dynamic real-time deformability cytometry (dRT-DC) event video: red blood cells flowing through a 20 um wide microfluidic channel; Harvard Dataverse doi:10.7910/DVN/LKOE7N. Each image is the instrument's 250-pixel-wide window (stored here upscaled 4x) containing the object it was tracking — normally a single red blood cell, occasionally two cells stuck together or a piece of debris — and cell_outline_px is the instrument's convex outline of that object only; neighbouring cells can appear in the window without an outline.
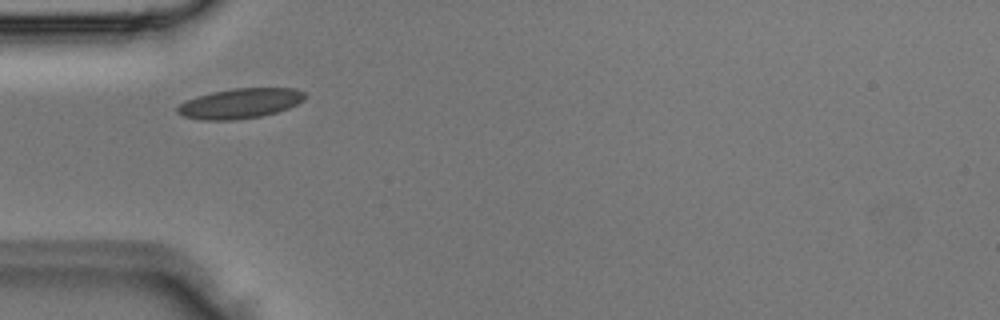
{"species": "Egyptian fruit bat (a non-hibernating species)", "species_latin": "Rousettus aegyptiacus", "temperature_condition": "room temperature", "stored_images_in_passage": 3, "camera_frame_rate_fps": 3000, "um_per_image_px": 0.085, "animal": {"sex": "male"}, "frame": {"image": 1, "passage_image": 3, "time_ms": 0.667, "image_size_px": [1000, 320], "cell_outline_px": [[304, 100], [288, 108], [276, 112], [260, 116], [236, 120], [200, 120], [184, 116], [176, 112], [176, 108], [184, 100], [196, 96], [212, 92], [232, 88], [296, 88], [304, 92]], "centroid_in_image_um": [20.37, 8.79], "position_along_channel_um": 64.6, "area_um2": 22.37}}